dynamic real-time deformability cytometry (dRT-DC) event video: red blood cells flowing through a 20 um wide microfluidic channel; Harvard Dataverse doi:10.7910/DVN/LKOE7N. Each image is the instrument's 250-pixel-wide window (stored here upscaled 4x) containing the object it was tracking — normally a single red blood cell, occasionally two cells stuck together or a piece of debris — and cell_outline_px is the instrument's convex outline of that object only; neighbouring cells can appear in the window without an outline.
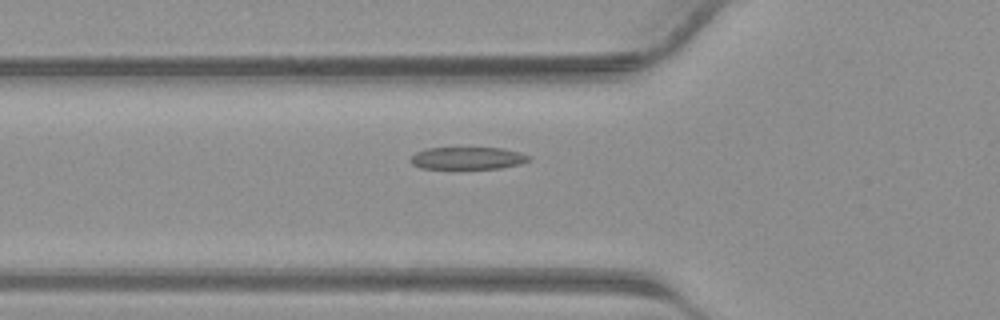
{"species": "common noctule bat (a hibernating species)", "species_latin": "Nyctalus noctula", "temperature_condition": "warm", "stored_images_in_passage": 41, "camera_frame_rate_fps": 3000, "um_per_image_px": 0.085, "animal": {"sex": "male", "body_mass_g": 23.1, "forearm_length_mm": 52.7}, "frame": {"image": 1, "passage_image": 15, "time_ms": 4.667, "image_size_px": [1000, 320], "cell_outline_px": [[532, 160], [520, 164], [500, 168], [420, 168], [412, 164], [408, 160], [416, 152], [428, 148], [504, 148], [520, 152], [532, 156]], "centroid_in_image_um": [39.79, 13.44], "position_along_channel_um": 86.0, "area_um2": 15.43}}
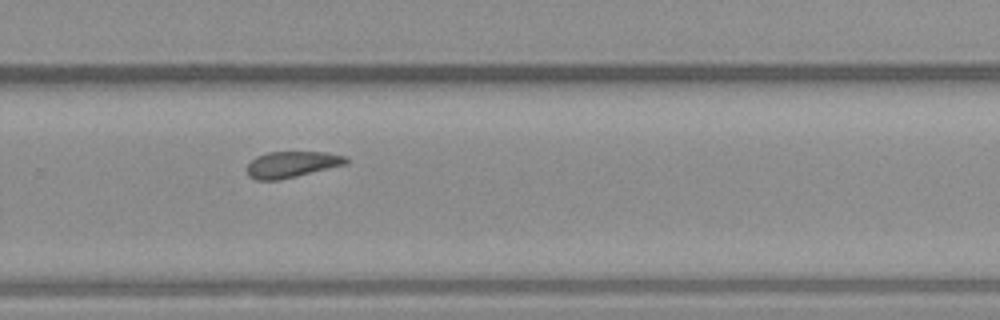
{"frame": {"image": 2, "passage_image": 28, "time_ms": 9.0, "image_size_px": [1000, 320], "cell_outline_px": [[348, 164], [280, 180], [256, 180], [248, 176], [244, 168], [256, 156], [268, 152], [328, 152], [348, 156]], "centroid_in_image_um": [24.81, 13.97], "position_along_channel_um": 305.0, "area_um2": 15.43}}
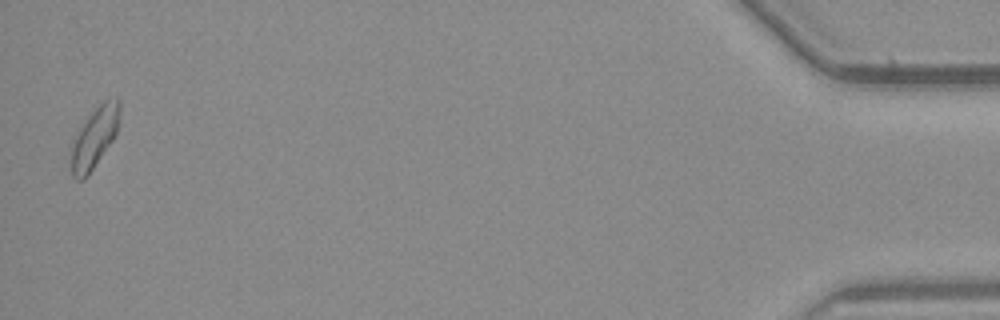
{"frame": {"image": 3, "passage_image": 41, "time_ms": 13.333, "image_size_px": [1000, 320], "cell_outline_px": [[120, 120], [116, 132], [112, 140], [84, 180], [76, 180], [72, 176], [72, 144], [80, 128], [88, 116], [108, 96], [116, 96], [120, 100]], "centroid_in_image_um": [8.07, 11.63], "position_along_channel_um": 427.1, "area_um2": 16.88}}